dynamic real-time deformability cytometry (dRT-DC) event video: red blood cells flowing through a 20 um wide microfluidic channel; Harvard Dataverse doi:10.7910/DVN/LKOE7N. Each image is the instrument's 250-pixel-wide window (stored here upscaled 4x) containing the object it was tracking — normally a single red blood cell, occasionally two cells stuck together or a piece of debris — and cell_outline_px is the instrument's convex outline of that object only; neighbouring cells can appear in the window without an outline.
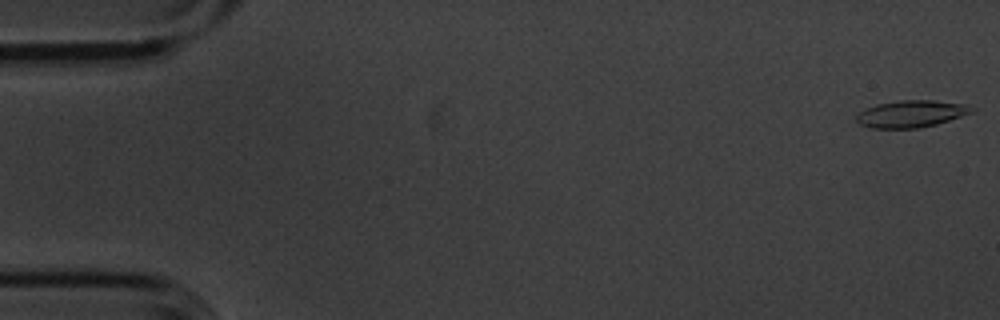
{"species": "common noctule bat (a hibernating species)", "species_latin": "Nyctalus noctula", "temperature_condition": "cold", "stored_images_in_passage": 6, "camera_frame_rate_fps": 3000, "um_per_image_px": 0.085, "animal": {"sex": "male", "body_mass_g": 20.1, "forearm_length_mm": 53.5}, "frame": {"image": 1, "passage_image": 1, "time_ms": 0.0, "image_size_px": [1000, 320], "cell_outline_px": [[976, 108], [972, 112], [936, 124], [920, 128], [872, 128], [860, 124], [856, 120], [856, 116], [864, 108], [876, 104], [900, 100], [932, 100], [968, 104]], "centroid_in_image_um": [77.45, 9.66], "position_along_channel_um": 7.6, "area_um2": 18.15}}
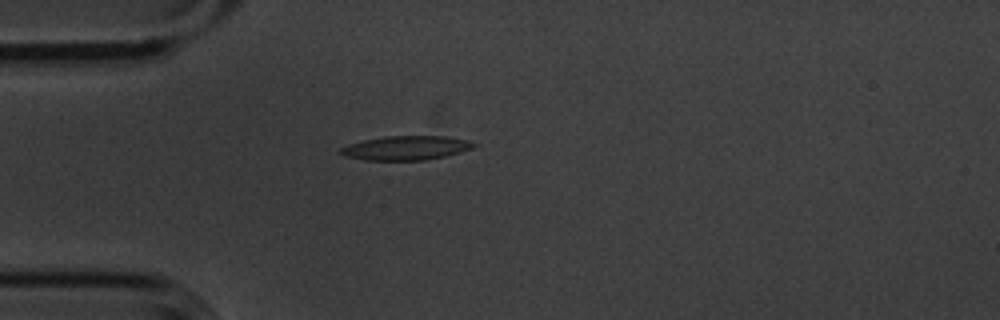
{"frame": {"image": 2, "passage_image": 5, "time_ms": 1.333, "image_size_px": [1000, 320], "cell_outline_px": [[480, 144], [472, 148], [460, 152], [444, 156], [424, 160], [364, 160], [344, 156], [336, 152], [340, 148], [348, 144], [364, 140], [384, 136], [444, 136], [468, 140]], "centroid_in_image_um": [34.48, 12.57], "position_along_channel_um": 50.5, "area_um2": 18.84}}